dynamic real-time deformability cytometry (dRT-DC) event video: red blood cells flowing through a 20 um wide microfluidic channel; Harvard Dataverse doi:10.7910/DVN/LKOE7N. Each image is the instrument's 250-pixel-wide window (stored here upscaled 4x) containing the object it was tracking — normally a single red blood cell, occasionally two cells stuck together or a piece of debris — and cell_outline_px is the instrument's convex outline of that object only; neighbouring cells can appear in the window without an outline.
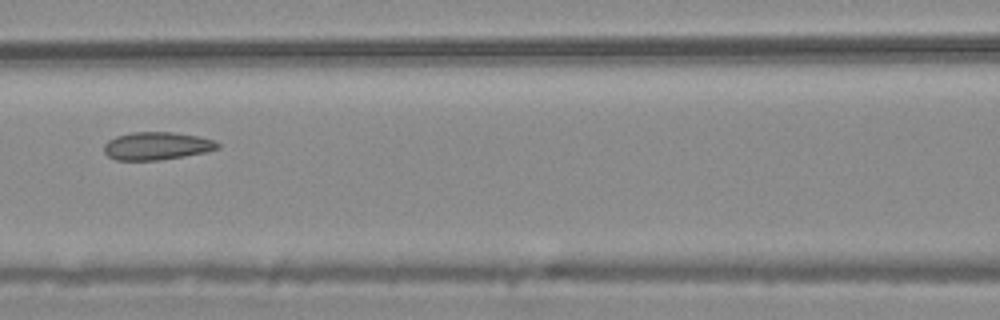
{"species": "common noctule bat (a hibernating species)", "species_latin": "Nyctalus noctula", "temperature_condition": "warm", "stored_images_in_passage": 11, "camera_frame_rate_fps": 3000, "um_per_image_px": 0.085, "animal": {"sex": "male", "body_mass_g": 20.4}, "frame": {"image": 1, "passage_image": 7, "time_ms": 2.0, "image_size_px": [1000, 320], "cell_outline_px": [[220, 148], [208, 152], [160, 160], [116, 160], [108, 156], [104, 152], [104, 144], [108, 140], [116, 136], [132, 132], [172, 132], [196, 136], [216, 140], [220, 144]], "centroid_in_image_um": [13.35, 12.4], "position_along_channel_um": 153.3, "area_um2": 18.55}}
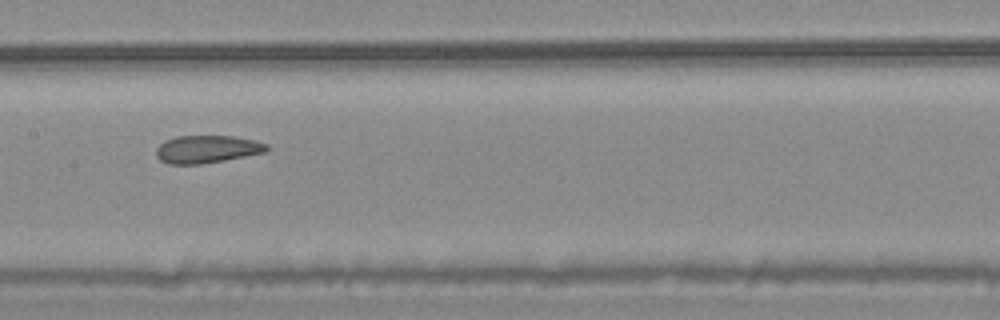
{"frame": {"image": 2, "passage_image": 8, "time_ms": 2.333, "image_size_px": [1000, 320], "cell_outline_px": [[268, 148], [264, 152], [224, 160], [200, 164], [168, 164], [160, 160], [156, 156], [156, 148], [164, 140], [176, 136], [232, 136], [256, 140], [268, 144]], "centroid_in_image_um": [17.56, 12.67], "position_along_channel_um": 189.8, "area_um2": 17.8}}